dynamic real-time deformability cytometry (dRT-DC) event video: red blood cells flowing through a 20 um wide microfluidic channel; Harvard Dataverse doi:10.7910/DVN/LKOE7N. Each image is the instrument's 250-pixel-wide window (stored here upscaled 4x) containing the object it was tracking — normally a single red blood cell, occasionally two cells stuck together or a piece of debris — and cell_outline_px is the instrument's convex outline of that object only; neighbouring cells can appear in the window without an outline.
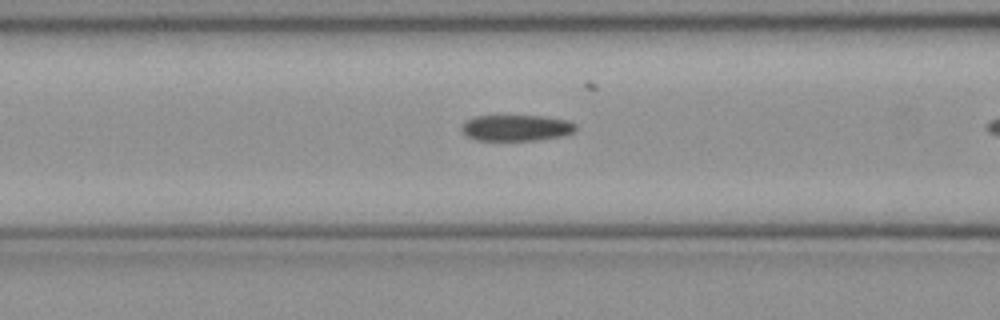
{"species": "common noctule bat (a hibernating species)", "species_latin": "Nyctalus noctula", "temperature_condition": "cold", "stored_images_in_passage": 10, "camera_frame_rate_fps": 3000, "um_per_image_px": 0.085, "animal": {"sex": "female", "body_mass_g": 21.9}, "frame": {"image": 1, "passage_image": 6, "time_ms": 1.667, "image_size_px": [1000, 320], "cell_outline_px": [[576, 132], [564, 136], [536, 140], [476, 140], [468, 136], [460, 128], [464, 120], [472, 116], [544, 116], [568, 120], [576, 124]], "centroid_in_image_um": [43.9, 10.86], "position_along_channel_um": 122.7, "area_um2": 17.57}}
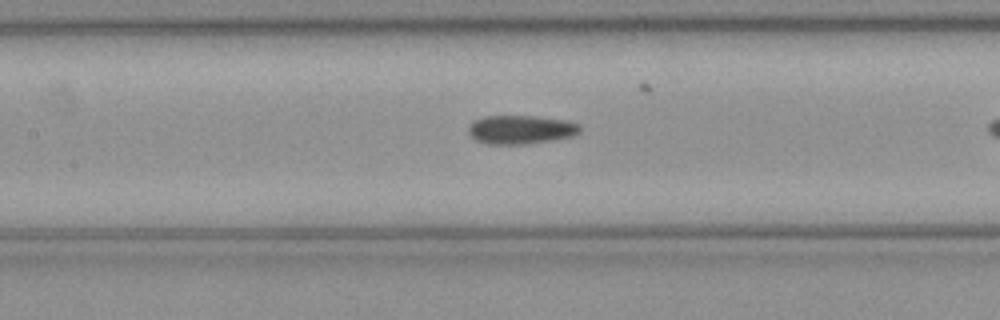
{"frame": {"image": 2, "passage_image": 9, "time_ms": 2.667, "image_size_px": [1000, 320], "cell_outline_px": [[580, 132], [572, 136], [552, 140], [524, 144], [488, 144], [476, 140], [468, 132], [468, 124], [472, 120], [484, 116], [532, 116], [564, 120], [580, 124]], "centroid_in_image_um": [44.22, 11.01], "position_along_channel_um": 163.2, "area_um2": 18.67}}